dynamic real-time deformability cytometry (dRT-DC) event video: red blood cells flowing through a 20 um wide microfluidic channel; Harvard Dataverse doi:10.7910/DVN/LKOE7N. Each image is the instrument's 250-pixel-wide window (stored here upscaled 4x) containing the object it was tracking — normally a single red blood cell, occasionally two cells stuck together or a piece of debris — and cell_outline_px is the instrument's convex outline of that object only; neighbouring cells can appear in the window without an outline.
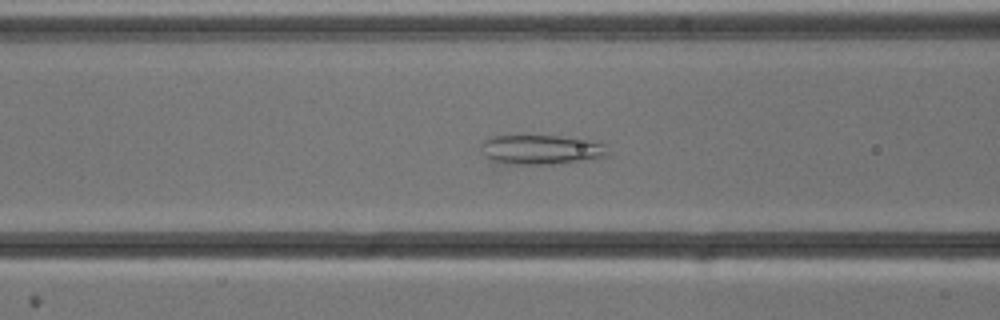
{"species": "common noctule bat (a hibernating species)", "species_latin": "Nyctalus noctula", "temperature_condition": "cold", "stored_images_in_passage": 44, "camera_frame_rate_fps": 3000, "um_per_image_px": 0.085, "animal": {"sex": "male", "body_mass_g": 13.3}, "frame": {"image": 1, "passage_image": 12, "time_ms": 3.667, "image_size_px": [1000, 320], "cell_outline_px": [[612, 152], [608, 156], [592, 160], [564, 164], [496, 172], [492, 172], [480, 148], [480, 144], [484, 140], [492, 136], [560, 136], [600, 140], [608, 144]], "centroid_in_image_um": [45.87, 12.87], "position_along_channel_um": 120.7, "area_um2": 25.61}}
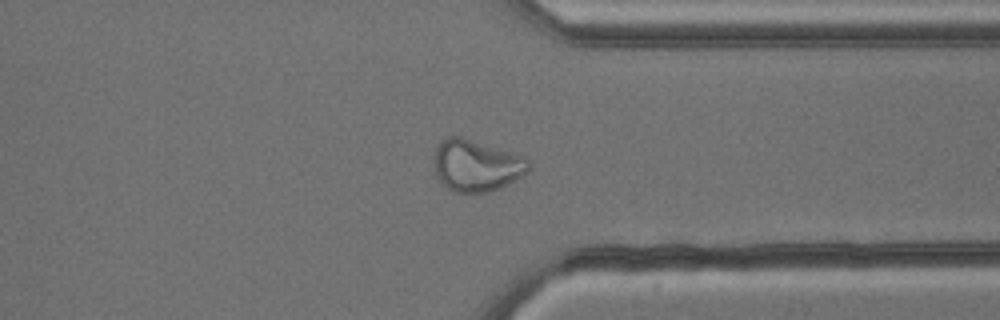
{"frame": {"image": 2, "passage_image": 32, "time_ms": 10.333, "image_size_px": [1000, 320], "cell_outline_px": [[528, 168], [520, 176], [500, 188], [488, 192], [452, 192], [436, 176], [436, 148], [440, 140], [448, 136], [460, 136], [520, 156], [528, 160]], "centroid_in_image_um": [40.43, 14.08], "position_along_channel_um": 371.0, "area_um2": 27.57}}
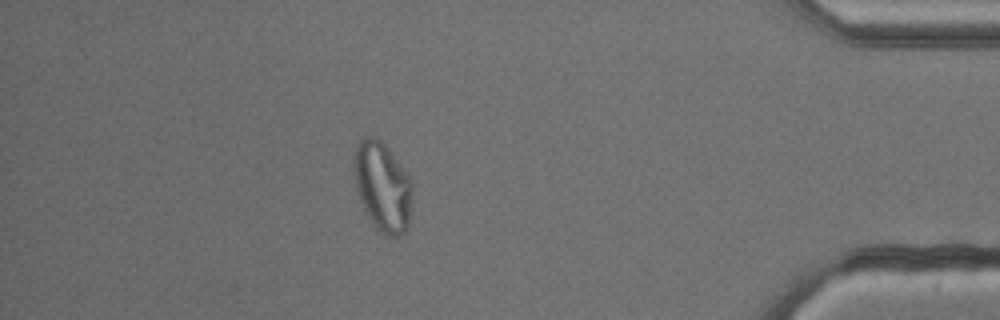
{"frame": {"image": 3, "passage_image": 38, "time_ms": 12.333, "image_size_px": [1000, 320], "cell_outline_px": [[412, 196], [408, 228], [404, 232], [396, 236], [388, 236], [380, 232], [372, 224], [356, 192], [352, 168], [352, 156], [356, 144], [360, 140], [368, 136], [376, 136], [388, 148], [408, 172], [412, 180]], "centroid_in_image_um": [32.49, 15.83], "position_along_channel_um": 402.7, "area_um2": 31.1}}